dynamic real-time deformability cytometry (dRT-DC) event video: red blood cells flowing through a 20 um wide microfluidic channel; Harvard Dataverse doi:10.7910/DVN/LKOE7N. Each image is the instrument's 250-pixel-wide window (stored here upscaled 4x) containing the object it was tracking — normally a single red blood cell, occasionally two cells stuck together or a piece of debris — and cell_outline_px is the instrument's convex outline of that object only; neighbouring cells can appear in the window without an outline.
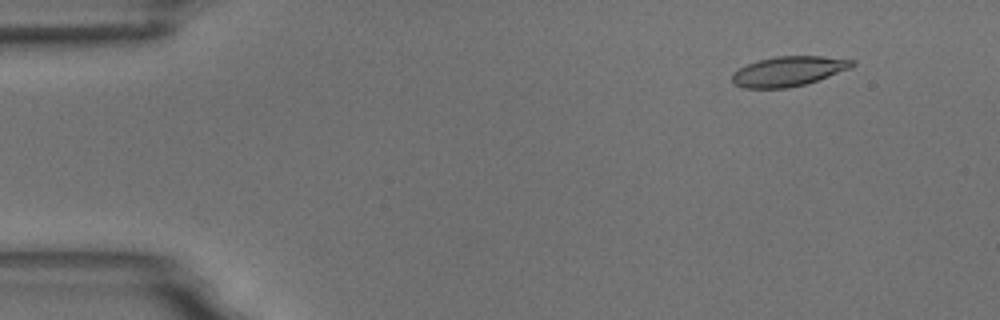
{"species": "common noctule bat (a hibernating species)", "species_latin": "Nyctalus noctula", "temperature_condition": "room temperature", "stored_images_in_passage": 5, "camera_frame_rate_fps": 3000, "um_per_image_px": 0.085, "animal": {"sex": "male", "body_mass_g": 18.8}, "frame": {"image": 1, "passage_image": 1, "time_ms": 0.0, "image_size_px": [1000, 320], "cell_outline_px": [[856, 64], [852, 68], [804, 84], [788, 88], [744, 88], [736, 84], [732, 80], [732, 72], [756, 60], [776, 56], [820, 56], [856, 60]], "centroid_in_image_um": [67.03, 6.04], "position_along_channel_um": 18.0, "area_um2": 20.81}}
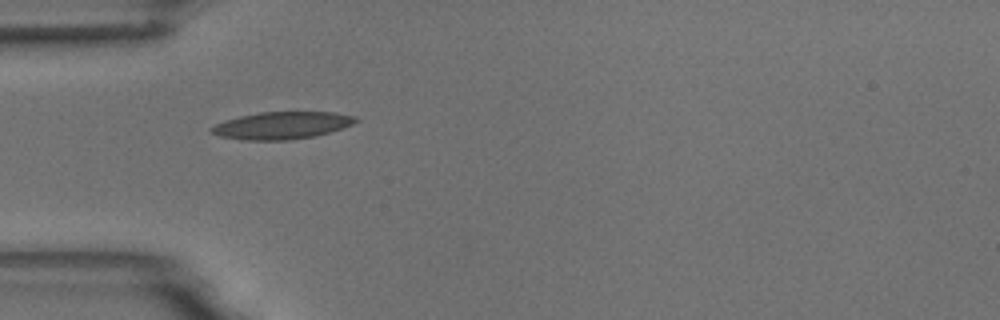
{"frame": {"image": 2, "passage_image": 4, "time_ms": 3.667, "image_size_px": [1000, 320], "cell_outline_px": [[360, 120], [352, 124], [316, 136], [288, 140], [244, 140], [220, 136], [208, 132], [208, 128], [224, 120], [240, 116], [260, 112], [336, 112], [356, 116]], "centroid_in_image_um": [23.93, 10.66], "position_along_channel_um": 61.1, "area_um2": 23.0}}